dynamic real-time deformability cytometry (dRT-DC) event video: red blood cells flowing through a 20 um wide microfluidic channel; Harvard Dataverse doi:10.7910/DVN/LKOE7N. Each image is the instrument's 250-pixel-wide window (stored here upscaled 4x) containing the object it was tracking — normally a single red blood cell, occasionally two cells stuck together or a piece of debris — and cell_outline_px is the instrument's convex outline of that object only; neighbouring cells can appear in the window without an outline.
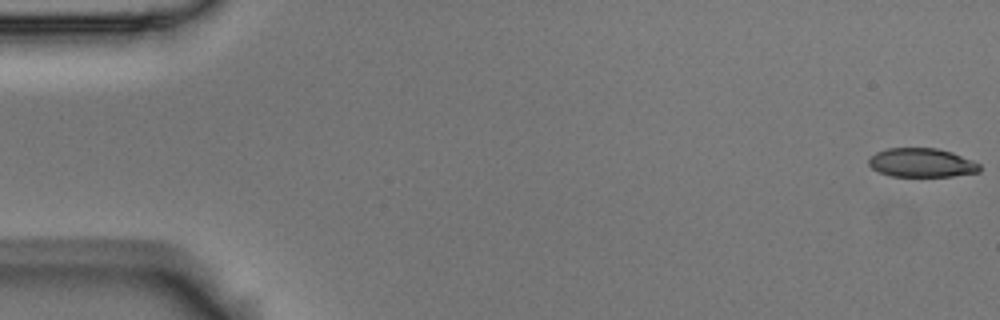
{"species": "Egyptian fruit bat (a non-hibernating species)", "species_latin": "Rousettus aegyptiacus", "temperature_condition": "room temperature", "stored_images_in_passage": 52, "camera_frame_rate_fps": 3000, "um_per_image_px": 0.085, "animal": {"sex": "male"}, "frame": {"image": 1, "passage_image": 1, "time_ms": 0.0, "image_size_px": [1000, 320], "cell_outline_px": [[980, 172], [952, 176], [892, 176], [880, 172], [872, 168], [868, 164], [868, 160], [876, 152], [888, 148], [936, 148], [952, 152], [972, 160], [980, 164]], "centroid_in_image_um": [78.35, 13.83], "position_along_channel_um": 6.6, "area_um2": 18.61}}
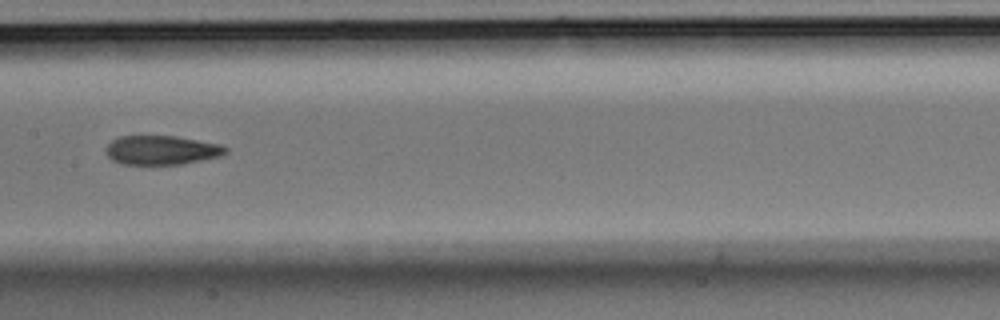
{"frame": {"image": 2, "passage_image": 28, "time_ms": 9.0, "image_size_px": [1000, 320], "cell_outline_px": [[228, 152], [220, 156], [180, 164], [124, 164], [112, 160], [108, 156], [108, 144], [112, 140], [120, 136], [172, 136], [220, 144], [228, 148]], "centroid_in_image_um": [13.75, 12.76], "position_along_channel_um": 193.6, "area_um2": 19.94}}
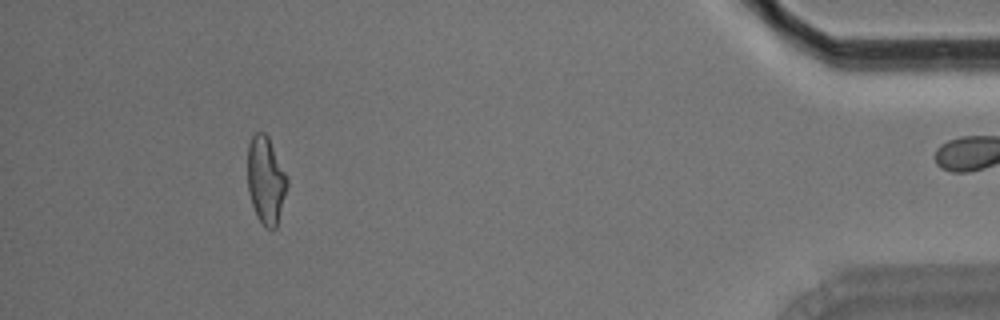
{"frame": {"image": 3, "passage_image": 51, "time_ms": 16.667, "image_size_px": [1000, 320], "cell_outline_px": [[288, 184], [276, 228], [272, 232], [264, 228], [256, 216], [248, 192], [248, 144], [252, 136], [256, 132], [264, 132], [268, 136], [288, 180]], "centroid_in_image_um": [22.58, 15.37], "position_along_channel_um": 412.6, "area_um2": 20.17}}